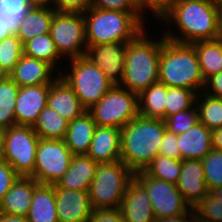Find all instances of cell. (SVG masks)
<instances>
[{
  "mask_svg": "<svg viewBox=\"0 0 222 222\" xmlns=\"http://www.w3.org/2000/svg\"><path fill=\"white\" fill-rule=\"evenodd\" d=\"M218 10L217 5L213 3L197 0H173L156 19L161 21L160 24L166 25L168 22V27L174 22L173 25L177 28L174 32L171 30L172 25L163 32L167 40L191 44L216 39Z\"/></svg>",
  "mask_w": 222,
  "mask_h": 222,
  "instance_id": "1",
  "label": "cell"
},
{
  "mask_svg": "<svg viewBox=\"0 0 222 222\" xmlns=\"http://www.w3.org/2000/svg\"><path fill=\"white\" fill-rule=\"evenodd\" d=\"M143 13L89 8L83 14L87 47L133 40L148 24Z\"/></svg>",
  "mask_w": 222,
  "mask_h": 222,
  "instance_id": "2",
  "label": "cell"
},
{
  "mask_svg": "<svg viewBox=\"0 0 222 222\" xmlns=\"http://www.w3.org/2000/svg\"><path fill=\"white\" fill-rule=\"evenodd\" d=\"M166 130L162 119L136 116L121 129V161L134 173L144 170L159 155Z\"/></svg>",
  "mask_w": 222,
  "mask_h": 222,
  "instance_id": "3",
  "label": "cell"
},
{
  "mask_svg": "<svg viewBox=\"0 0 222 222\" xmlns=\"http://www.w3.org/2000/svg\"><path fill=\"white\" fill-rule=\"evenodd\" d=\"M143 29L127 43L125 71L120 86L140 94L159 81V59L163 44V32L158 39L151 38ZM160 38V39H159ZM154 39V40H152Z\"/></svg>",
  "mask_w": 222,
  "mask_h": 222,
  "instance_id": "4",
  "label": "cell"
},
{
  "mask_svg": "<svg viewBox=\"0 0 222 222\" xmlns=\"http://www.w3.org/2000/svg\"><path fill=\"white\" fill-rule=\"evenodd\" d=\"M158 73L159 82L167 87H181L197 93L204 90L205 80L191 44L176 43L163 35Z\"/></svg>",
  "mask_w": 222,
  "mask_h": 222,
  "instance_id": "5",
  "label": "cell"
},
{
  "mask_svg": "<svg viewBox=\"0 0 222 222\" xmlns=\"http://www.w3.org/2000/svg\"><path fill=\"white\" fill-rule=\"evenodd\" d=\"M134 172L123 161L98 163L89 189L93 209L119 208Z\"/></svg>",
  "mask_w": 222,
  "mask_h": 222,
  "instance_id": "6",
  "label": "cell"
},
{
  "mask_svg": "<svg viewBox=\"0 0 222 222\" xmlns=\"http://www.w3.org/2000/svg\"><path fill=\"white\" fill-rule=\"evenodd\" d=\"M64 72L59 75L67 82L80 100L82 107L87 111L94 106L113 86L104 73L87 57H78L69 60Z\"/></svg>",
  "mask_w": 222,
  "mask_h": 222,
  "instance_id": "7",
  "label": "cell"
},
{
  "mask_svg": "<svg viewBox=\"0 0 222 222\" xmlns=\"http://www.w3.org/2000/svg\"><path fill=\"white\" fill-rule=\"evenodd\" d=\"M87 112L97 126L122 129L139 115L138 94L113 85Z\"/></svg>",
  "mask_w": 222,
  "mask_h": 222,
  "instance_id": "8",
  "label": "cell"
},
{
  "mask_svg": "<svg viewBox=\"0 0 222 222\" xmlns=\"http://www.w3.org/2000/svg\"><path fill=\"white\" fill-rule=\"evenodd\" d=\"M39 136L31 126H11L5 129L4 157L19 176L34 173Z\"/></svg>",
  "mask_w": 222,
  "mask_h": 222,
  "instance_id": "9",
  "label": "cell"
},
{
  "mask_svg": "<svg viewBox=\"0 0 222 222\" xmlns=\"http://www.w3.org/2000/svg\"><path fill=\"white\" fill-rule=\"evenodd\" d=\"M49 34L63 59L85 56L87 44L83 14L55 12Z\"/></svg>",
  "mask_w": 222,
  "mask_h": 222,
  "instance_id": "10",
  "label": "cell"
},
{
  "mask_svg": "<svg viewBox=\"0 0 222 222\" xmlns=\"http://www.w3.org/2000/svg\"><path fill=\"white\" fill-rule=\"evenodd\" d=\"M73 156L64 140L40 138L34 173L30 177L39 184L54 185L70 167Z\"/></svg>",
  "mask_w": 222,
  "mask_h": 222,
  "instance_id": "11",
  "label": "cell"
},
{
  "mask_svg": "<svg viewBox=\"0 0 222 222\" xmlns=\"http://www.w3.org/2000/svg\"><path fill=\"white\" fill-rule=\"evenodd\" d=\"M134 179L147 192L155 218L175 217L191 209L176 184L148 176L143 170L135 172Z\"/></svg>",
  "mask_w": 222,
  "mask_h": 222,
  "instance_id": "12",
  "label": "cell"
},
{
  "mask_svg": "<svg viewBox=\"0 0 222 222\" xmlns=\"http://www.w3.org/2000/svg\"><path fill=\"white\" fill-rule=\"evenodd\" d=\"M127 43L98 44L87 47L85 57L101 69L113 85H120L125 71Z\"/></svg>",
  "mask_w": 222,
  "mask_h": 222,
  "instance_id": "13",
  "label": "cell"
},
{
  "mask_svg": "<svg viewBox=\"0 0 222 222\" xmlns=\"http://www.w3.org/2000/svg\"><path fill=\"white\" fill-rule=\"evenodd\" d=\"M59 222H89L93 210L89 191L59 188L54 184Z\"/></svg>",
  "mask_w": 222,
  "mask_h": 222,
  "instance_id": "14",
  "label": "cell"
},
{
  "mask_svg": "<svg viewBox=\"0 0 222 222\" xmlns=\"http://www.w3.org/2000/svg\"><path fill=\"white\" fill-rule=\"evenodd\" d=\"M50 85L19 87L14 107L16 125L33 127L47 104Z\"/></svg>",
  "mask_w": 222,
  "mask_h": 222,
  "instance_id": "15",
  "label": "cell"
},
{
  "mask_svg": "<svg viewBox=\"0 0 222 222\" xmlns=\"http://www.w3.org/2000/svg\"><path fill=\"white\" fill-rule=\"evenodd\" d=\"M46 61L32 58L23 54L9 77L19 86H34L51 84L59 72ZM58 74V75H57Z\"/></svg>",
  "mask_w": 222,
  "mask_h": 222,
  "instance_id": "16",
  "label": "cell"
},
{
  "mask_svg": "<svg viewBox=\"0 0 222 222\" xmlns=\"http://www.w3.org/2000/svg\"><path fill=\"white\" fill-rule=\"evenodd\" d=\"M176 185L191 208L209 193L200 159L181 160V173Z\"/></svg>",
  "mask_w": 222,
  "mask_h": 222,
  "instance_id": "17",
  "label": "cell"
},
{
  "mask_svg": "<svg viewBox=\"0 0 222 222\" xmlns=\"http://www.w3.org/2000/svg\"><path fill=\"white\" fill-rule=\"evenodd\" d=\"M119 208L124 222H155L151 200L135 179L128 184Z\"/></svg>",
  "mask_w": 222,
  "mask_h": 222,
  "instance_id": "18",
  "label": "cell"
},
{
  "mask_svg": "<svg viewBox=\"0 0 222 222\" xmlns=\"http://www.w3.org/2000/svg\"><path fill=\"white\" fill-rule=\"evenodd\" d=\"M121 129L96 126L91 145L86 154L96 163H108L121 160Z\"/></svg>",
  "mask_w": 222,
  "mask_h": 222,
  "instance_id": "19",
  "label": "cell"
},
{
  "mask_svg": "<svg viewBox=\"0 0 222 222\" xmlns=\"http://www.w3.org/2000/svg\"><path fill=\"white\" fill-rule=\"evenodd\" d=\"M46 106L68 121L86 112L75 92L60 75L50 85Z\"/></svg>",
  "mask_w": 222,
  "mask_h": 222,
  "instance_id": "20",
  "label": "cell"
},
{
  "mask_svg": "<svg viewBox=\"0 0 222 222\" xmlns=\"http://www.w3.org/2000/svg\"><path fill=\"white\" fill-rule=\"evenodd\" d=\"M39 185L32 177L20 176L0 202V212L27 217L34 190Z\"/></svg>",
  "mask_w": 222,
  "mask_h": 222,
  "instance_id": "21",
  "label": "cell"
},
{
  "mask_svg": "<svg viewBox=\"0 0 222 222\" xmlns=\"http://www.w3.org/2000/svg\"><path fill=\"white\" fill-rule=\"evenodd\" d=\"M181 160H202L212 149V130L198 121L193 127L177 135Z\"/></svg>",
  "mask_w": 222,
  "mask_h": 222,
  "instance_id": "22",
  "label": "cell"
},
{
  "mask_svg": "<svg viewBox=\"0 0 222 222\" xmlns=\"http://www.w3.org/2000/svg\"><path fill=\"white\" fill-rule=\"evenodd\" d=\"M55 12L50 3L33 4L27 10L16 32L22 44L35 36L49 33Z\"/></svg>",
  "mask_w": 222,
  "mask_h": 222,
  "instance_id": "23",
  "label": "cell"
},
{
  "mask_svg": "<svg viewBox=\"0 0 222 222\" xmlns=\"http://www.w3.org/2000/svg\"><path fill=\"white\" fill-rule=\"evenodd\" d=\"M98 163L87 155H74L68 170L56 183L59 188L89 191Z\"/></svg>",
  "mask_w": 222,
  "mask_h": 222,
  "instance_id": "24",
  "label": "cell"
},
{
  "mask_svg": "<svg viewBox=\"0 0 222 222\" xmlns=\"http://www.w3.org/2000/svg\"><path fill=\"white\" fill-rule=\"evenodd\" d=\"M96 126L87 111L80 117L69 121L64 141L73 155L88 153Z\"/></svg>",
  "mask_w": 222,
  "mask_h": 222,
  "instance_id": "25",
  "label": "cell"
},
{
  "mask_svg": "<svg viewBox=\"0 0 222 222\" xmlns=\"http://www.w3.org/2000/svg\"><path fill=\"white\" fill-rule=\"evenodd\" d=\"M27 218L29 222H59L54 185L40 184L34 190Z\"/></svg>",
  "mask_w": 222,
  "mask_h": 222,
  "instance_id": "26",
  "label": "cell"
},
{
  "mask_svg": "<svg viewBox=\"0 0 222 222\" xmlns=\"http://www.w3.org/2000/svg\"><path fill=\"white\" fill-rule=\"evenodd\" d=\"M168 87L157 82L138 95L139 115L145 118L166 119V95Z\"/></svg>",
  "mask_w": 222,
  "mask_h": 222,
  "instance_id": "27",
  "label": "cell"
},
{
  "mask_svg": "<svg viewBox=\"0 0 222 222\" xmlns=\"http://www.w3.org/2000/svg\"><path fill=\"white\" fill-rule=\"evenodd\" d=\"M191 45L196 51L201 72L205 81L212 75L222 71L221 40H202L193 42Z\"/></svg>",
  "mask_w": 222,
  "mask_h": 222,
  "instance_id": "28",
  "label": "cell"
},
{
  "mask_svg": "<svg viewBox=\"0 0 222 222\" xmlns=\"http://www.w3.org/2000/svg\"><path fill=\"white\" fill-rule=\"evenodd\" d=\"M32 5L29 0H0V42L16 34L20 22Z\"/></svg>",
  "mask_w": 222,
  "mask_h": 222,
  "instance_id": "29",
  "label": "cell"
},
{
  "mask_svg": "<svg viewBox=\"0 0 222 222\" xmlns=\"http://www.w3.org/2000/svg\"><path fill=\"white\" fill-rule=\"evenodd\" d=\"M68 124V120L52 108L45 106L32 128L39 138L64 140Z\"/></svg>",
  "mask_w": 222,
  "mask_h": 222,
  "instance_id": "30",
  "label": "cell"
},
{
  "mask_svg": "<svg viewBox=\"0 0 222 222\" xmlns=\"http://www.w3.org/2000/svg\"><path fill=\"white\" fill-rule=\"evenodd\" d=\"M23 54L32 58L46 61L56 70L58 68L59 73L63 71V68H61L59 64L60 62L62 63L64 59H62L57 52L55 43L49 33L35 36L31 40L25 42L23 44ZM60 59L62 60L60 61ZM60 69H62V71Z\"/></svg>",
  "mask_w": 222,
  "mask_h": 222,
  "instance_id": "31",
  "label": "cell"
},
{
  "mask_svg": "<svg viewBox=\"0 0 222 222\" xmlns=\"http://www.w3.org/2000/svg\"><path fill=\"white\" fill-rule=\"evenodd\" d=\"M195 106L198 121L211 130L222 127V98L212 97L202 91L197 94Z\"/></svg>",
  "mask_w": 222,
  "mask_h": 222,
  "instance_id": "32",
  "label": "cell"
},
{
  "mask_svg": "<svg viewBox=\"0 0 222 222\" xmlns=\"http://www.w3.org/2000/svg\"><path fill=\"white\" fill-rule=\"evenodd\" d=\"M19 86L10 78L0 81V128L8 129L16 125L15 103Z\"/></svg>",
  "mask_w": 222,
  "mask_h": 222,
  "instance_id": "33",
  "label": "cell"
},
{
  "mask_svg": "<svg viewBox=\"0 0 222 222\" xmlns=\"http://www.w3.org/2000/svg\"><path fill=\"white\" fill-rule=\"evenodd\" d=\"M143 171L153 178L177 184L181 173V160L158 155Z\"/></svg>",
  "mask_w": 222,
  "mask_h": 222,
  "instance_id": "34",
  "label": "cell"
},
{
  "mask_svg": "<svg viewBox=\"0 0 222 222\" xmlns=\"http://www.w3.org/2000/svg\"><path fill=\"white\" fill-rule=\"evenodd\" d=\"M197 92L181 88L168 87L166 95V118L188 109H191L196 102Z\"/></svg>",
  "mask_w": 222,
  "mask_h": 222,
  "instance_id": "35",
  "label": "cell"
},
{
  "mask_svg": "<svg viewBox=\"0 0 222 222\" xmlns=\"http://www.w3.org/2000/svg\"><path fill=\"white\" fill-rule=\"evenodd\" d=\"M201 162L209 192L222 187V152L213 148Z\"/></svg>",
  "mask_w": 222,
  "mask_h": 222,
  "instance_id": "36",
  "label": "cell"
},
{
  "mask_svg": "<svg viewBox=\"0 0 222 222\" xmlns=\"http://www.w3.org/2000/svg\"><path fill=\"white\" fill-rule=\"evenodd\" d=\"M22 55L23 44L16 34L0 42V64L8 73L14 69Z\"/></svg>",
  "mask_w": 222,
  "mask_h": 222,
  "instance_id": "37",
  "label": "cell"
},
{
  "mask_svg": "<svg viewBox=\"0 0 222 222\" xmlns=\"http://www.w3.org/2000/svg\"><path fill=\"white\" fill-rule=\"evenodd\" d=\"M198 222H222V200L210 193L193 208Z\"/></svg>",
  "mask_w": 222,
  "mask_h": 222,
  "instance_id": "38",
  "label": "cell"
},
{
  "mask_svg": "<svg viewBox=\"0 0 222 222\" xmlns=\"http://www.w3.org/2000/svg\"><path fill=\"white\" fill-rule=\"evenodd\" d=\"M166 129L171 133L180 135L189 130L198 122V111L194 105L191 109L178 112L164 120Z\"/></svg>",
  "mask_w": 222,
  "mask_h": 222,
  "instance_id": "39",
  "label": "cell"
},
{
  "mask_svg": "<svg viewBox=\"0 0 222 222\" xmlns=\"http://www.w3.org/2000/svg\"><path fill=\"white\" fill-rule=\"evenodd\" d=\"M92 7L123 12H143L136 0H92Z\"/></svg>",
  "mask_w": 222,
  "mask_h": 222,
  "instance_id": "40",
  "label": "cell"
},
{
  "mask_svg": "<svg viewBox=\"0 0 222 222\" xmlns=\"http://www.w3.org/2000/svg\"><path fill=\"white\" fill-rule=\"evenodd\" d=\"M50 4L56 12L84 14L92 7V0H53Z\"/></svg>",
  "mask_w": 222,
  "mask_h": 222,
  "instance_id": "41",
  "label": "cell"
},
{
  "mask_svg": "<svg viewBox=\"0 0 222 222\" xmlns=\"http://www.w3.org/2000/svg\"><path fill=\"white\" fill-rule=\"evenodd\" d=\"M19 177L8 162L0 161V202Z\"/></svg>",
  "mask_w": 222,
  "mask_h": 222,
  "instance_id": "42",
  "label": "cell"
},
{
  "mask_svg": "<svg viewBox=\"0 0 222 222\" xmlns=\"http://www.w3.org/2000/svg\"><path fill=\"white\" fill-rule=\"evenodd\" d=\"M177 142V135L171 133L169 130H166L159 147V155L175 160H181L180 150L177 147Z\"/></svg>",
  "mask_w": 222,
  "mask_h": 222,
  "instance_id": "43",
  "label": "cell"
},
{
  "mask_svg": "<svg viewBox=\"0 0 222 222\" xmlns=\"http://www.w3.org/2000/svg\"><path fill=\"white\" fill-rule=\"evenodd\" d=\"M89 222H124L120 208L93 209Z\"/></svg>",
  "mask_w": 222,
  "mask_h": 222,
  "instance_id": "44",
  "label": "cell"
},
{
  "mask_svg": "<svg viewBox=\"0 0 222 222\" xmlns=\"http://www.w3.org/2000/svg\"><path fill=\"white\" fill-rule=\"evenodd\" d=\"M143 12L148 10L155 19L172 3L173 0H136Z\"/></svg>",
  "mask_w": 222,
  "mask_h": 222,
  "instance_id": "45",
  "label": "cell"
},
{
  "mask_svg": "<svg viewBox=\"0 0 222 222\" xmlns=\"http://www.w3.org/2000/svg\"><path fill=\"white\" fill-rule=\"evenodd\" d=\"M203 92L212 97L222 98V71L205 81Z\"/></svg>",
  "mask_w": 222,
  "mask_h": 222,
  "instance_id": "46",
  "label": "cell"
},
{
  "mask_svg": "<svg viewBox=\"0 0 222 222\" xmlns=\"http://www.w3.org/2000/svg\"><path fill=\"white\" fill-rule=\"evenodd\" d=\"M155 222H198L194 209L191 208L186 214L175 217L156 218Z\"/></svg>",
  "mask_w": 222,
  "mask_h": 222,
  "instance_id": "47",
  "label": "cell"
},
{
  "mask_svg": "<svg viewBox=\"0 0 222 222\" xmlns=\"http://www.w3.org/2000/svg\"><path fill=\"white\" fill-rule=\"evenodd\" d=\"M212 147L222 152V127L212 129Z\"/></svg>",
  "mask_w": 222,
  "mask_h": 222,
  "instance_id": "48",
  "label": "cell"
},
{
  "mask_svg": "<svg viewBox=\"0 0 222 222\" xmlns=\"http://www.w3.org/2000/svg\"><path fill=\"white\" fill-rule=\"evenodd\" d=\"M0 222H29L26 216L4 214L0 212Z\"/></svg>",
  "mask_w": 222,
  "mask_h": 222,
  "instance_id": "49",
  "label": "cell"
},
{
  "mask_svg": "<svg viewBox=\"0 0 222 222\" xmlns=\"http://www.w3.org/2000/svg\"><path fill=\"white\" fill-rule=\"evenodd\" d=\"M216 39L222 41V8H219V10H218V23H217Z\"/></svg>",
  "mask_w": 222,
  "mask_h": 222,
  "instance_id": "50",
  "label": "cell"
},
{
  "mask_svg": "<svg viewBox=\"0 0 222 222\" xmlns=\"http://www.w3.org/2000/svg\"><path fill=\"white\" fill-rule=\"evenodd\" d=\"M5 130L0 128V161L4 157Z\"/></svg>",
  "mask_w": 222,
  "mask_h": 222,
  "instance_id": "51",
  "label": "cell"
},
{
  "mask_svg": "<svg viewBox=\"0 0 222 222\" xmlns=\"http://www.w3.org/2000/svg\"><path fill=\"white\" fill-rule=\"evenodd\" d=\"M209 193L218 200H222V187L211 190Z\"/></svg>",
  "mask_w": 222,
  "mask_h": 222,
  "instance_id": "52",
  "label": "cell"
},
{
  "mask_svg": "<svg viewBox=\"0 0 222 222\" xmlns=\"http://www.w3.org/2000/svg\"><path fill=\"white\" fill-rule=\"evenodd\" d=\"M8 77H9V73L0 64V81H3Z\"/></svg>",
  "mask_w": 222,
  "mask_h": 222,
  "instance_id": "53",
  "label": "cell"
},
{
  "mask_svg": "<svg viewBox=\"0 0 222 222\" xmlns=\"http://www.w3.org/2000/svg\"><path fill=\"white\" fill-rule=\"evenodd\" d=\"M31 1L33 4H44V0H29Z\"/></svg>",
  "mask_w": 222,
  "mask_h": 222,
  "instance_id": "54",
  "label": "cell"
},
{
  "mask_svg": "<svg viewBox=\"0 0 222 222\" xmlns=\"http://www.w3.org/2000/svg\"><path fill=\"white\" fill-rule=\"evenodd\" d=\"M197 1H204V2L213 3V4H216L217 2V0H197Z\"/></svg>",
  "mask_w": 222,
  "mask_h": 222,
  "instance_id": "55",
  "label": "cell"
},
{
  "mask_svg": "<svg viewBox=\"0 0 222 222\" xmlns=\"http://www.w3.org/2000/svg\"><path fill=\"white\" fill-rule=\"evenodd\" d=\"M216 5L218 8H222V0H217Z\"/></svg>",
  "mask_w": 222,
  "mask_h": 222,
  "instance_id": "56",
  "label": "cell"
},
{
  "mask_svg": "<svg viewBox=\"0 0 222 222\" xmlns=\"http://www.w3.org/2000/svg\"><path fill=\"white\" fill-rule=\"evenodd\" d=\"M53 0H44V4L45 3H51Z\"/></svg>",
  "mask_w": 222,
  "mask_h": 222,
  "instance_id": "57",
  "label": "cell"
}]
</instances>
